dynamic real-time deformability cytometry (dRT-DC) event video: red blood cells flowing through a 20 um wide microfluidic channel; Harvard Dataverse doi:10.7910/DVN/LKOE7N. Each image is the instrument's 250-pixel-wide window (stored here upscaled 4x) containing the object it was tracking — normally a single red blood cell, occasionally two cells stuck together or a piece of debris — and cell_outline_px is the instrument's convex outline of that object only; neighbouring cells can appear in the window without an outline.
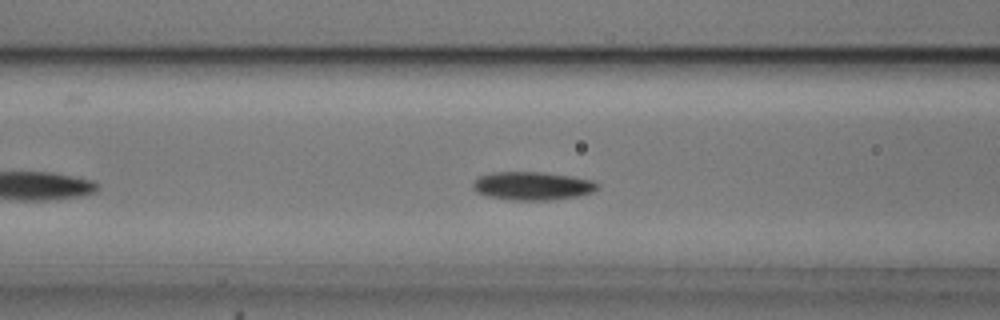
{"species": "common noctule bat (a hibernating species)", "species_latin": "Nyctalus noctula", "temperature_condition": "cold", "stored_images_in_passage": 36, "camera_frame_rate_fps": 3000, "um_per_image_px": 0.085, "animal": {"sex": "male", "body_mass_g": 20.5, "forearm_length_mm": 52.5}, "frame": {"image": 1, "passage_image": 12, "time_ms": 3.667, "image_size_px": [1000, 320], "cell_outline_px": [[600, 188], [592, 192], [576, 196], [552, 200], [508, 200], [488, 196], [476, 192], [472, 188], [472, 184], [480, 176], [492, 172], [544, 172], [572, 176], [592, 180], [600, 184]], "centroid_in_image_um": [45.27, 15.8], "position_along_channel_um": 121.3, "area_um2": 20.69}}
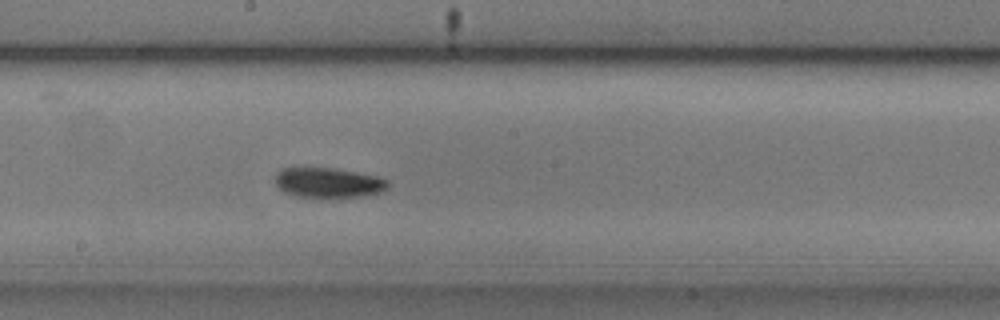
{"frame": {"image": 2, "passage_image": 20, "time_ms": 6.333, "image_size_px": [1000, 320], "cell_outline_px": [[388, 188], [380, 192], [364, 196], [296, 196], [284, 192], [276, 184], [276, 172], [280, 168], [332, 168], [356, 172], [376, 176], [388, 180]], "centroid_in_image_um": [27.9, 15.51], "position_along_channel_um": 220.3, "area_um2": 19.31}}
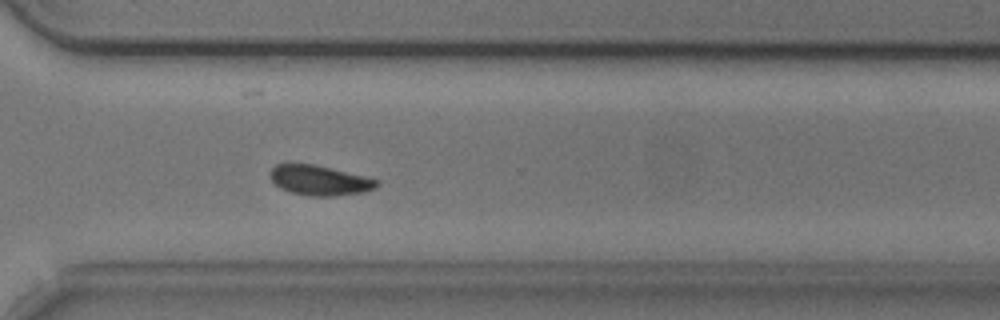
{"frame": {"image": 3, "passage_image": 30, "time_ms": 9.667, "image_size_px": [1000, 320], "cell_outline_px": [[380, 184], [376, 188], [364, 192], [336, 196], [312, 196], [292, 192], [280, 188], [268, 176], [268, 172], [276, 164], [288, 160], [312, 164], [364, 176], [380, 180]], "centroid_in_image_um": [27.11, 15.29], "position_along_channel_um": 343.5, "area_um2": 19.07}, "authors_computed_cell_mechanics": {"area_um2": 19.7098, "velocity_mm_per_s": 3.7062, "shape_relaxation_time_tau1_ms": 2.504, "shape_relaxation_time_tau2_ms": 10.5748, "deformation_change_tau1": 0.0839, "deformation_change_tau2": 0.1287}}